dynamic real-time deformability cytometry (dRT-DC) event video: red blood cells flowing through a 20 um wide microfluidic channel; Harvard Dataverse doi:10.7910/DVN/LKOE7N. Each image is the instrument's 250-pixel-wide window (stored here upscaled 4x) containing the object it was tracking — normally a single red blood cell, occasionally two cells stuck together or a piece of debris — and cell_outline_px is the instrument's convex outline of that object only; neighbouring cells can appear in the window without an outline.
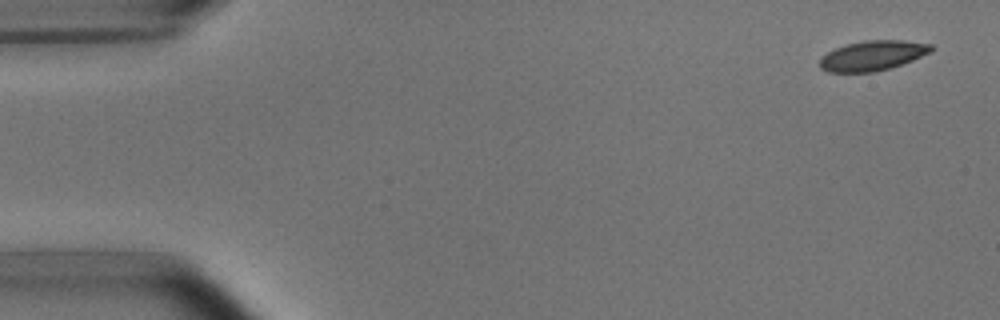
{"species": "common noctule bat (a hibernating species)", "species_latin": "Nyctalus noctula", "temperature_condition": "room temperature", "stored_images_in_passage": 6, "camera_frame_rate_fps": 3000, "um_per_image_px": 0.085, "animal": {"sex": "male", "body_mass_g": 15.6}, "frame": {"image": 1, "passage_image": 1, "time_ms": 0.0, "image_size_px": [1000, 320], "cell_outline_px": [[936, 48], [932, 52], [912, 60], [876, 72], [828, 72], [820, 68], [820, 60], [828, 52], [836, 48], [848, 44], [864, 40], [904, 40], [932, 44]], "centroid_in_image_um": [74.22, 4.72], "position_along_channel_um": 10.8, "area_um2": 19.36}}
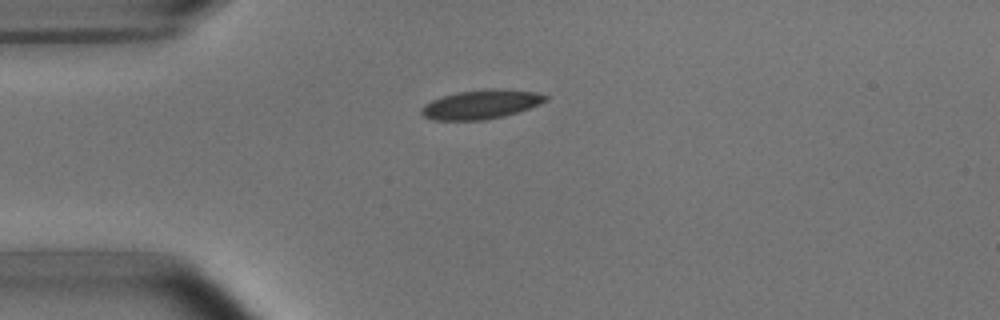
{"frame": {"image": 2, "passage_image": 4, "time_ms": 3.667, "image_size_px": [1000, 320], "cell_outline_px": [[548, 100], [528, 108], [504, 116], [484, 120], [432, 120], [424, 116], [420, 112], [420, 108], [424, 104], [432, 100], [456, 92], [484, 88], [496, 88], [536, 92], [548, 96]], "centroid_in_image_um": [40.86, 8.86], "position_along_channel_um": 44.1, "area_um2": 21.1}}